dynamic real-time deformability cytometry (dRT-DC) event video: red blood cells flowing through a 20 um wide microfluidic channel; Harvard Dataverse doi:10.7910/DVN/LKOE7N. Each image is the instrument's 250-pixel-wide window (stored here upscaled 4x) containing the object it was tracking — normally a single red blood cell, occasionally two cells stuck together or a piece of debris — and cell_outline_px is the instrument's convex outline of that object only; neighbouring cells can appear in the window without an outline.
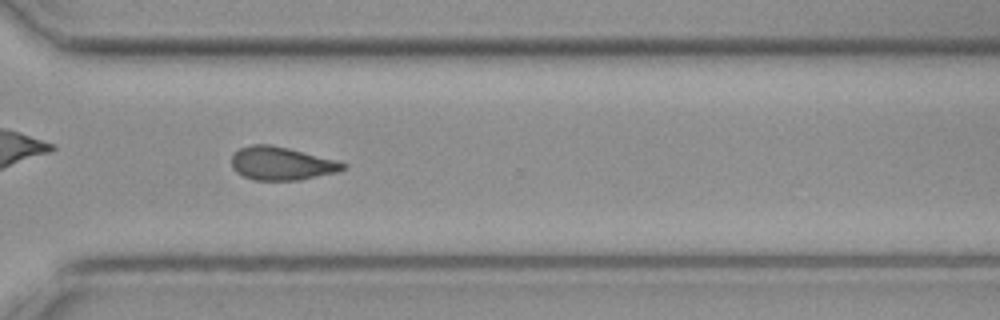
{"species": "common noctule bat (a hibernating species)", "species_latin": "Nyctalus noctula", "temperature_condition": "cold", "stored_images_in_passage": 46, "camera_frame_rate_fps": 3000, "um_per_image_px": 0.085, "animal": {"sex": "female", "body_mass_g": 19.3, "forearm_length_mm": 54.1}, "frame": {"image": 1, "passage_image": 33, "time_ms": 10.667, "image_size_px": [1000, 320], "cell_outline_px": [[348, 168], [336, 172], [300, 180], [256, 180], [244, 176], [236, 172], [232, 168], [232, 156], [240, 148], [252, 144], [268, 144], [288, 148], [336, 160], [348, 164]], "centroid_in_image_um": [23.94, 13.9], "position_along_channel_um": 346.7, "area_um2": 21.5}}